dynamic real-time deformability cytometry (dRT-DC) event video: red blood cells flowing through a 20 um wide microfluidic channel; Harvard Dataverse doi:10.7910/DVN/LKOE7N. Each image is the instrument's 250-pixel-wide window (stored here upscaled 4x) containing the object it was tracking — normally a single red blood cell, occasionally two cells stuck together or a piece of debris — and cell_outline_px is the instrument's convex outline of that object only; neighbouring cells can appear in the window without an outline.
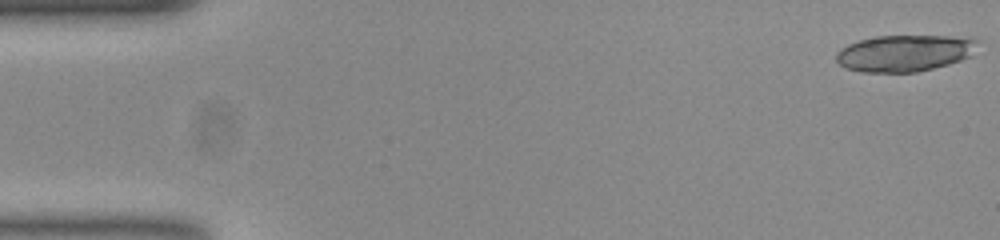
{"species": "common noctule bat (a hibernating species)", "species_latin": "Nyctalus noctula", "temperature_condition": "room temperature", "stored_images_in_passage": 53, "camera_frame_rate_fps": 3000, "um_per_image_px": 0.085, "animal": {"sex": "female", "body_mass_g": 23.0, "forearm_length_mm": 53.4}, "frame": {"image": 1, "passage_image": 1, "time_ms": 0.0, "image_size_px": [1000, 240], "cell_outline_px": [[980, 40], [968, 56], [960, 60], [948, 64], [916, 72], [860, 72], [844, 68], [836, 60], [836, 52], [840, 48], [848, 44], [860, 40], [876, 36], [948, 36]], "centroid_in_image_um": [76.81, 4.52], "position_along_channel_um": 8.2, "area_um2": 29.88}}
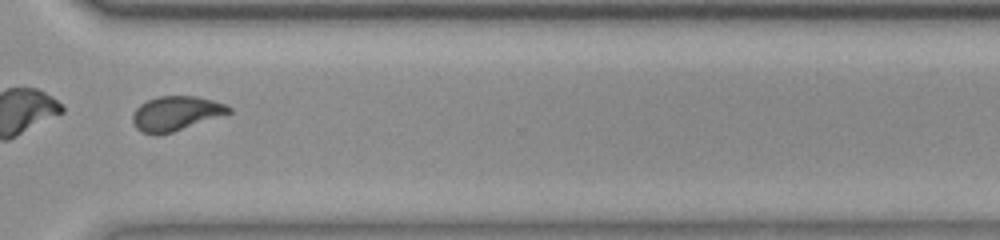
{"frame": {"image": 2, "passage_image": 40, "time_ms": 13.0, "image_size_px": [1000, 240], "cell_outline_px": [[232, 112], [172, 132], [156, 136], [144, 132], [136, 128], [132, 120], [132, 116], [136, 108], [140, 104], [156, 96], [196, 96], [212, 100], [224, 104], [232, 108]], "centroid_in_image_um": [14.92, 9.64], "position_along_channel_um": 355.7, "area_um2": 19.19}, "authors_computed_cell_mechanics": {"area_um2": 19.941, "velocity_mm_per_s": 3.7829, "shape_relaxation_time_tau1_ms": 9.959, "shape_relaxation_time_tau2_ms": 1.8841, "deformation_change_tau1": 0.2384, "deformation_change_tau2": 0.0696}}